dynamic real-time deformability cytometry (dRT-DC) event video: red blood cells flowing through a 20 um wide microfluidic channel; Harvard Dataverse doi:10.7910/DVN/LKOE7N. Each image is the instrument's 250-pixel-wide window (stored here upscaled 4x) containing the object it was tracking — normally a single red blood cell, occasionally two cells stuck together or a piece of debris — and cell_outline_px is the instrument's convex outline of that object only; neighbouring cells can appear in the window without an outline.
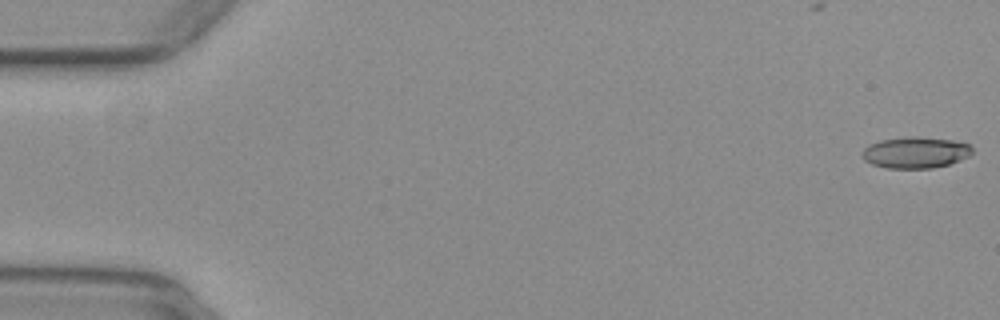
{"species": "common noctule bat (a hibernating species)", "species_latin": "Nyctalus noctula", "temperature_condition": "warm", "stored_images_in_passage": 53, "camera_frame_rate_fps": 3000, "um_per_image_px": 0.085, "animal": {"sex": "female", "body_mass_g": 29.2, "forearm_length_mm": 56.3}, "frame": {"image": 1, "passage_image": 1, "time_ms": 0.0, "image_size_px": [1000, 320], "cell_outline_px": [[972, 152], [968, 156], [948, 164], [932, 168], [888, 168], [872, 164], [864, 160], [860, 152], [868, 144], [880, 140], [952, 140], [968, 144], [972, 148]], "centroid_in_image_um": [77.76, 13.02], "position_along_channel_um": 7.2, "area_um2": 18.9}}
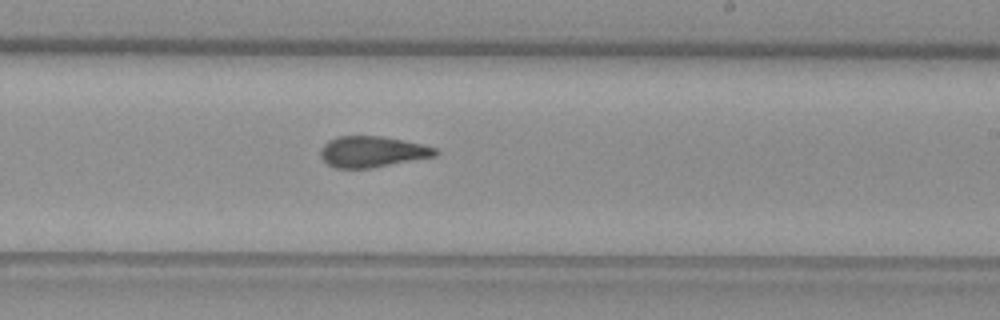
{"frame": {"image": 2, "passage_image": 32, "time_ms": 10.333, "image_size_px": [1000, 320], "cell_outline_px": [[440, 152], [436, 156], [372, 168], [336, 168], [328, 164], [320, 156], [320, 148], [328, 140], [336, 136], [380, 136], [420, 144], [436, 148]], "centroid_in_image_um": [31.62, 12.9], "position_along_channel_um": 257.4, "area_um2": 20.69}}
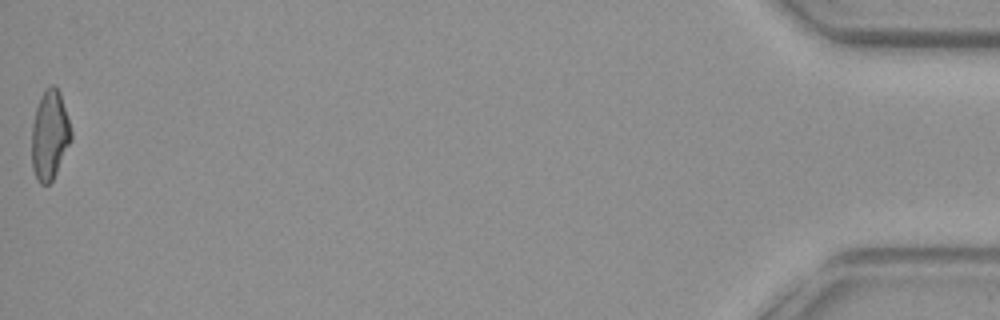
{"frame": {"image": 3, "passage_image": 53, "time_ms": 17.333, "image_size_px": [1000, 320], "cell_outline_px": [[72, 140], [52, 180], [48, 184], [40, 184], [36, 180], [32, 168], [32, 124], [36, 108], [44, 92], [52, 84], [60, 92], [72, 132]], "centroid_in_image_um": [4.22, 11.53], "position_along_channel_um": 431.0, "area_um2": 20.29}, "authors_computed_cell_mechanics": {"area_um2": 20.7502, "velocity_mm_per_s": 3.9644, "shape_relaxation_time_tau1_ms": null, "shape_relaxation_time_tau2_ms": 2.0335, "deformation_change_tau1": null, "deformation_change_tau2": 0.0933}}